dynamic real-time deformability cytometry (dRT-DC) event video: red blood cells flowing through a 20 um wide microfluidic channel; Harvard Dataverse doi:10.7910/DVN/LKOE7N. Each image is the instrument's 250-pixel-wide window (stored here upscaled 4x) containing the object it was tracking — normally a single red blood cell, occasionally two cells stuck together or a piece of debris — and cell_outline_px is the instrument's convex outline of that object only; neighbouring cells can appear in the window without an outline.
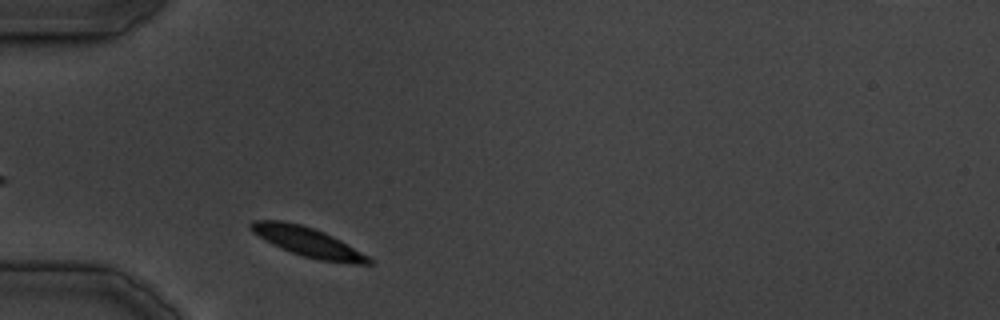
{"species": "common noctule bat (a hibernating species)", "species_latin": "Nyctalus noctula", "temperature_condition": "cold", "stored_images_in_passage": 28, "camera_frame_rate_fps": 3000, "um_per_image_px": 0.085, "animal": {"sex": "male", "body_mass_g": 19.5, "forearm_length_mm": 54.6}, "frame": {"image": 1, "passage_image": 1, "time_ms": 0.0, "image_size_px": [1000, 320], "cell_outline_px": [[376, 264], [352, 264], [320, 260], [304, 256], [292, 252], [272, 244], [252, 232], [248, 228], [248, 224], [252, 220], [284, 220], [300, 224], [324, 232], [340, 240], [368, 256]], "centroid_in_image_um": [26.14, 20.56], "position_along_channel_um": 58.9, "area_um2": 20.11}}
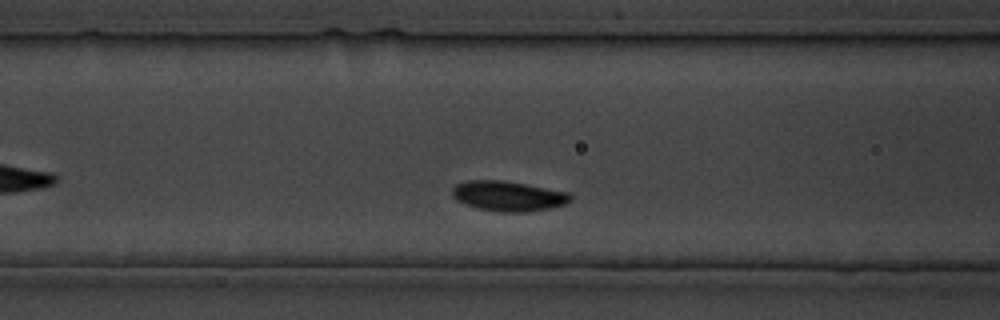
{"frame": {"image": 2, "passage_image": 5, "time_ms": 5.333, "image_size_px": [1000, 320], "cell_outline_px": [[572, 200], [564, 204], [548, 208], [524, 212], [500, 212], [476, 208], [464, 204], [456, 200], [452, 196], [452, 188], [456, 184], [468, 180], [500, 180], [524, 184], [568, 192], [572, 196]], "centroid_in_image_um": [43.15, 16.66], "position_along_channel_um": 123.4, "area_um2": 20.63}}
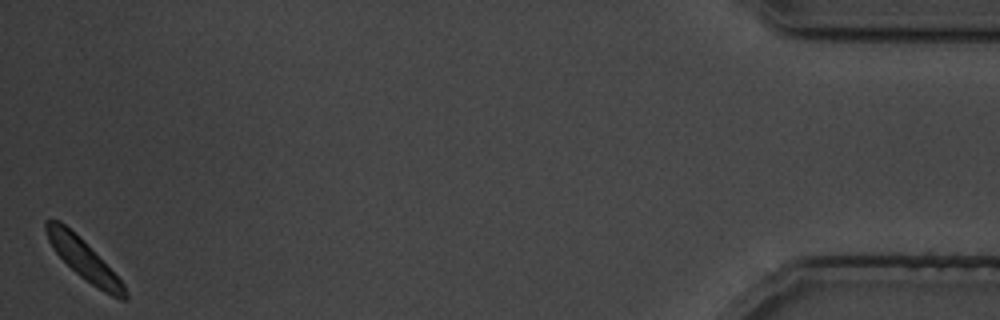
{"frame": {"image": 3, "passage_image": 28, "time_ms": 33.333, "image_size_px": [1000, 320], "cell_outline_px": [[128, 300], [120, 300], [104, 292], [80, 276], [56, 252], [48, 240], [44, 228], [44, 220], [60, 220], [124, 284], [128, 296]], "centroid_in_image_um": [7.08, 22.08], "position_along_channel_um": 428.1, "area_um2": 17.22}}